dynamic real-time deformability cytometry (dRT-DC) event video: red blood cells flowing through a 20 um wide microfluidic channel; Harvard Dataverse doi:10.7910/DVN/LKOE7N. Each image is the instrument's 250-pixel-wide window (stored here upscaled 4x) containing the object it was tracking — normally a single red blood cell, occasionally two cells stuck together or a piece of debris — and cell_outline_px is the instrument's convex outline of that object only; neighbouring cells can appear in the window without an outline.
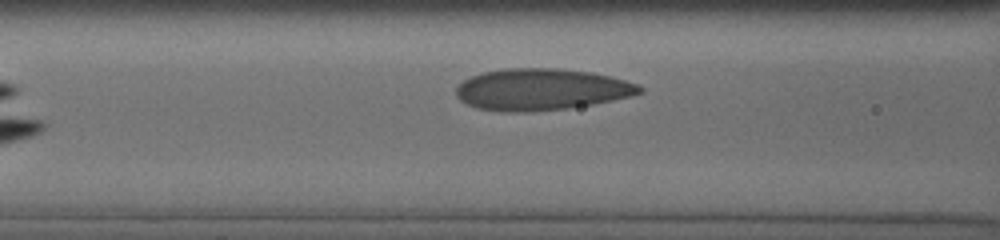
{"species": "human", "species_latin": "Homo sapiens", "temperature_condition": "cold", "stored_images_in_passage": 4, "camera_frame_rate_fps": 3000, "um_per_image_px": 0.085, "donor": {"sex": "male"}, "frame": {"image": 1, "passage_image": 4, "time_ms": 2.667, "image_size_px": [1000, 240], "cell_outline_px": [[644, 92], [628, 96], [592, 104], [564, 108], [524, 112], [508, 112], [476, 108], [460, 100], [456, 96], [456, 88], [464, 80], [480, 72], [504, 68], [560, 68], [588, 72], [608, 76], [624, 80], [636, 84], [644, 88]], "centroid_in_image_um": [45.96, 7.59], "position_along_channel_um": 120.6, "area_um2": 44.1}}